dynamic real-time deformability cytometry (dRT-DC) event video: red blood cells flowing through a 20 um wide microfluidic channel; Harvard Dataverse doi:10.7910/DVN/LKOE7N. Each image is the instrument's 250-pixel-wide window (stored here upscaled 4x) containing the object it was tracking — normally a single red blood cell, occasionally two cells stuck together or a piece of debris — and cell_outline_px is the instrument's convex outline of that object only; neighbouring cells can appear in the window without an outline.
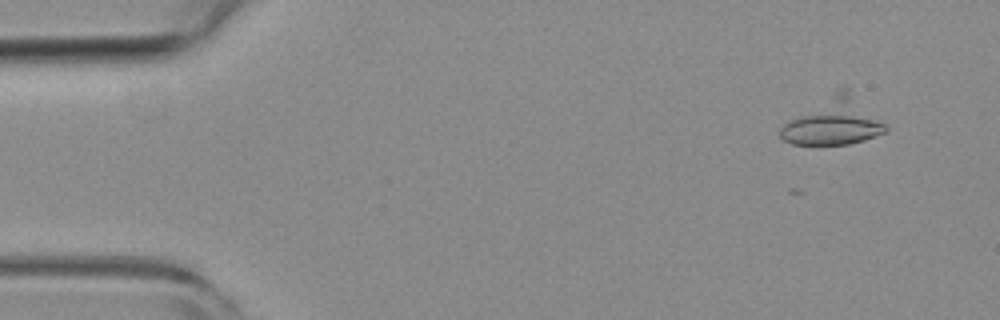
{"species": "common noctule bat (a hibernating species)", "species_latin": "Nyctalus noctula", "temperature_condition": "room temperature", "stored_images_in_passage": 10, "camera_frame_rate_fps": 3000, "um_per_image_px": 0.085, "animal": {"sex": "female", "body_mass_g": 19.3, "forearm_length_mm": 54.1}, "frame": {"image": 1, "passage_image": 7, "time_ms": 2.0, "image_size_px": [1000, 320], "cell_outline_px": [[888, 132], [864, 140], [848, 144], [792, 144], [784, 140], [780, 136], [780, 128], [784, 124], [840, 88], [848, 88], [888, 128]], "centroid_in_image_um": [70.88, 10.37], "position_along_channel_um": 14.1, "area_um2": 27.63}}